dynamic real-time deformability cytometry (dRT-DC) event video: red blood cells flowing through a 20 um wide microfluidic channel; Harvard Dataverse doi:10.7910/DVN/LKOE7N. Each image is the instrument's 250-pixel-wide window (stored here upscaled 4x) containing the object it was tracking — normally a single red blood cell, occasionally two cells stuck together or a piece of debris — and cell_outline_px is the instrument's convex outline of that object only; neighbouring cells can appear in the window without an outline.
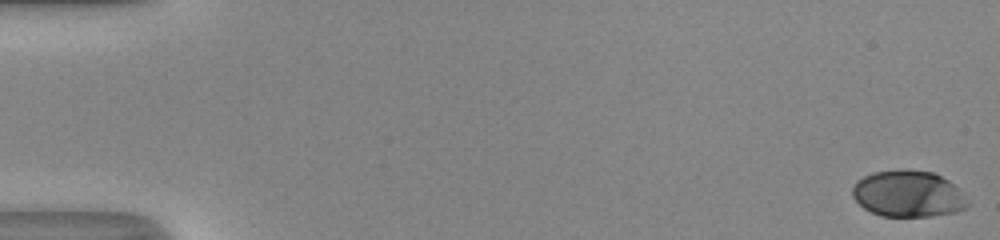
{"species": "human", "species_latin": "Homo sapiens", "temperature_condition": "room temperature", "stored_images_in_passage": 52, "camera_frame_rate_fps": 3000, "um_per_image_px": 0.085, "donor": {"sex": "male"}, "frame": {"image": 1, "passage_image": 1, "time_ms": 0.0, "image_size_px": [1000, 240], "cell_outline_px": [[968, 204], [964, 208], [956, 212], [928, 216], [880, 216], [864, 208], [852, 196], [852, 188], [856, 180], [872, 172], [932, 172], [948, 180], [956, 188]], "centroid_in_image_um": [77.13, 16.51], "position_along_channel_um": 7.9, "area_um2": 30.11}}
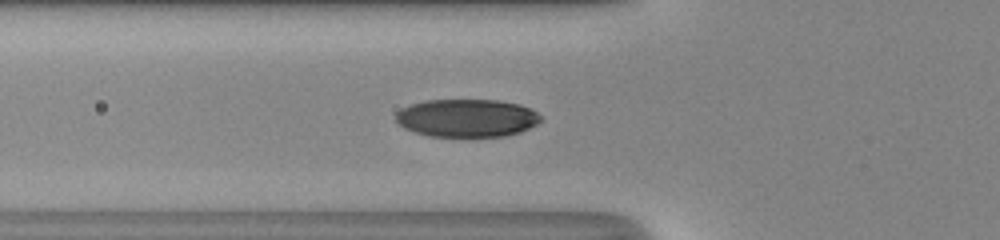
{"frame": {"image": 2, "passage_image": 20, "time_ms": 6.333, "image_size_px": [1000, 240], "cell_outline_px": [[544, 120], [520, 132], [508, 136], [428, 136], [404, 128], [396, 120], [396, 112], [400, 108], [412, 104], [428, 100], [500, 100], [520, 104], [532, 108], [544, 116]], "centroid_in_image_um": [39.75, 10.02], "position_along_channel_um": 86.1, "area_um2": 32.31}}
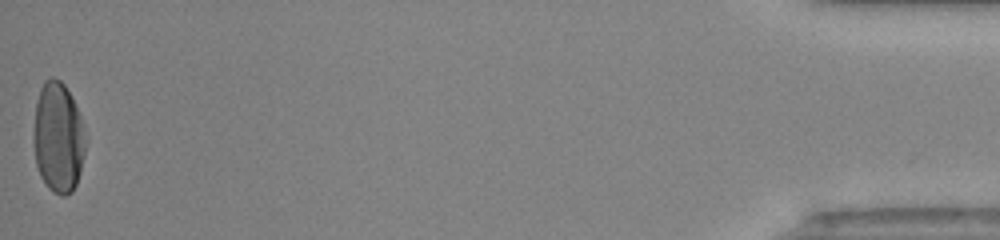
{"frame": {"image": 3, "passage_image": 52, "time_ms": 17.0, "image_size_px": [1000, 240], "cell_outline_px": [[88, 140], [80, 172], [76, 184], [72, 192], [64, 196], [60, 196], [52, 192], [48, 188], [40, 176], [36, 164], [32, 136], [36, 100], [40, 88], [44, 80], [52, 76], [60, 80], [64, 84], [72, 96], [88, 136]], "centroid_in_image_um": [4.95, 11.68], "position_along_channel_um": 430.2, "area_um2": 34.39}, "authors_computed_cell_mechanics": {"area_um2": 32.1946, "velocity_mm_per_s": 4.119, "shape_relaxation_time_tau1_ms": 3.0573, "shape_relaxation_time_tau2_ms": null, "deformation_change_tau1": 0.1751, "deformation_change_tau2": null}}